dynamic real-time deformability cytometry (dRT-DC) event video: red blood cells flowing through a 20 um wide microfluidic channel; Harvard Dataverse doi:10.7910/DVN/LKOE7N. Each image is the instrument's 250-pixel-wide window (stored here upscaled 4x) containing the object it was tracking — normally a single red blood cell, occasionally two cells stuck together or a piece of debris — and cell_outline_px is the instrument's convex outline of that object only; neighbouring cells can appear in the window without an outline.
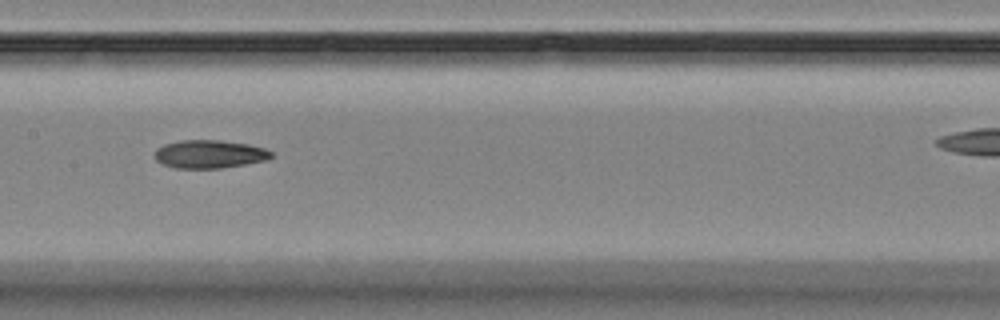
{"species": "Egyptian fruit bat (a non-hibernating species)", "species_latin": "Rousettus aegyptiacus", "temperature_condition": "room temperature", "stored_images_in_passage": 10, "camera_frame_rate_fps": 3000, "um_per_image_px": 0.085, "animal": {"sex": "female"}, "frame": {"image": 1, "passage_image": 5, "time_ms": 6.333, "image_size_px": [1000, 320], "cell_outline_px": [[272, 156], [268, 160], [220, 168], [172, 168], [156, 160], [156, 148], [164, 144], [180, 140], [220, 140], [248, 144], [264, 148], [272, 152]], "centroid_in_image_um": [17.8, 13.09], "position_along_channel_um": 189.6, "area_um2": 19.07}}
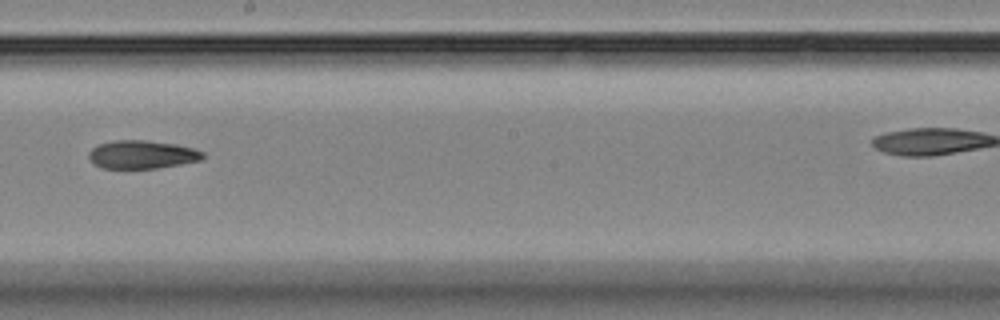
{"frame": {"image": 2, "passage_image": 6, "time_ms": 7.667, "image_size_px": [1000, 320], "cell_outline_px": [[204, 156], [200, 160], [180, 164], [156, 168], [100, 168], [92, 164], [88, 156], [88, 152], [92, 148], [100, 144], [116, 140], [144, 140], [176, 144], [192, 148], [204, 152]], "centroid_in_image_um": [12.03, 13.14], "position_along_channel_um": 236.2, "area_um2": 18.73}}